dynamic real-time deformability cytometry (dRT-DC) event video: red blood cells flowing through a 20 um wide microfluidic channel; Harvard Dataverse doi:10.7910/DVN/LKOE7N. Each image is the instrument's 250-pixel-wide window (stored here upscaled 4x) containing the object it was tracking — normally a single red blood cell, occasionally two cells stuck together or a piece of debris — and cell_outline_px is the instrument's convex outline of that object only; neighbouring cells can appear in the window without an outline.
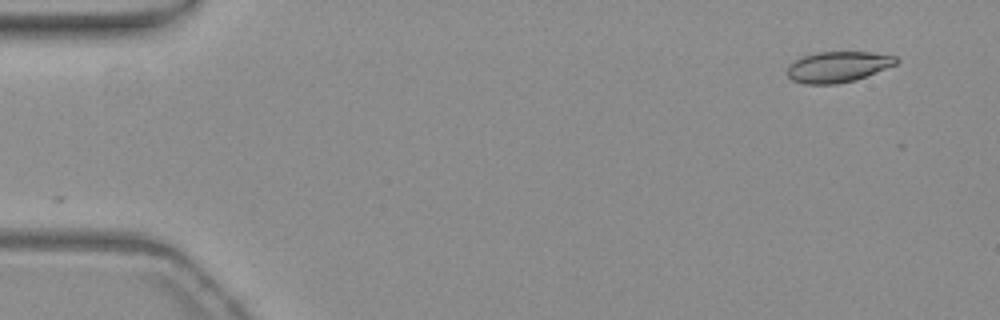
{"species": "common noctule bat (a hibernating species)", "species_latin": "Nyctalus noctula", "temperature_condition": "warm", "stored_images_in_passage": 8, "camera_frame_rate_fps": 3000, "um_per_image_px": 0.085, "animal": {"sex": "female", "body_mass_g": 19.3, "forearm_length_mm": 54.1}, "frame": {"image": 1, "passage_image": 1, "time_ms": 0.0, "image_size_px": [1000, 320], "cell_outline_px": [[900, 60], [896, 64], [856, 80], [836, 84], [804, 84], [792, 80], [788, 76], [788, 64], [804, 56], [816, 52], [872, 52], [896, 56]], "centroid_in_image_um": [71.23, 5.68], "position_along_channel_um": 13.8, "area_um2": 19.54}}